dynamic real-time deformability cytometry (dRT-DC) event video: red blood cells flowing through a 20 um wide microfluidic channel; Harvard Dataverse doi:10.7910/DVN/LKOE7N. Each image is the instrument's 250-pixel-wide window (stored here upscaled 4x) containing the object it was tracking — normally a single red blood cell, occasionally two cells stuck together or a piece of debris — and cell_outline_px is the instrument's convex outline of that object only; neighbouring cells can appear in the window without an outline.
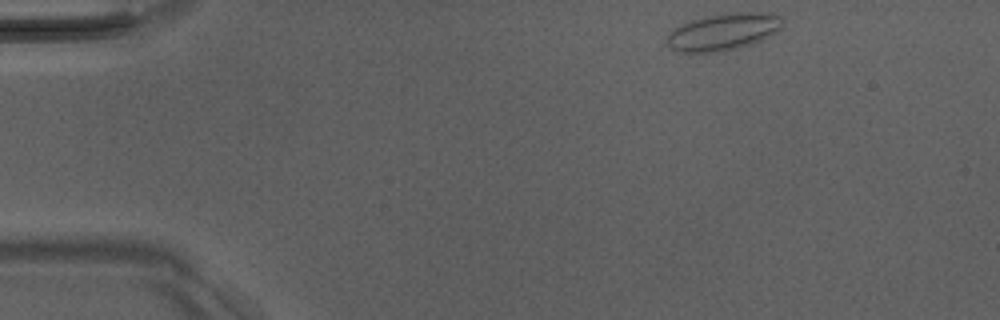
{"species": "Egyptian fruit bat (a non-hibernating species)", "species_latin": "Rousettus aegyptiacus", "temperature_condition": "room temperature", "stored_images_in_passage": 45, "camera_frame_rate_fps": 3000, "um_per_image_px": 0.085, "animal": {"sex": "male"}, "frame": {"image": 1, "passage_image": 1, "time_ms": 0.0, "image_size_px": [1000, 320], "cell_outline_px": [[780, 28], [776, 32], [752, 44], [724, 52], [676, 52], [664, 44], [664, 40], [672, 28], [680, 24], [704, 16], [736, 12], [768, 12], [780, 16]], "centroid_in_image_um": [61.39, 2.72], "position_along_channel_um": 23.6, "area_um2": 25.2}}
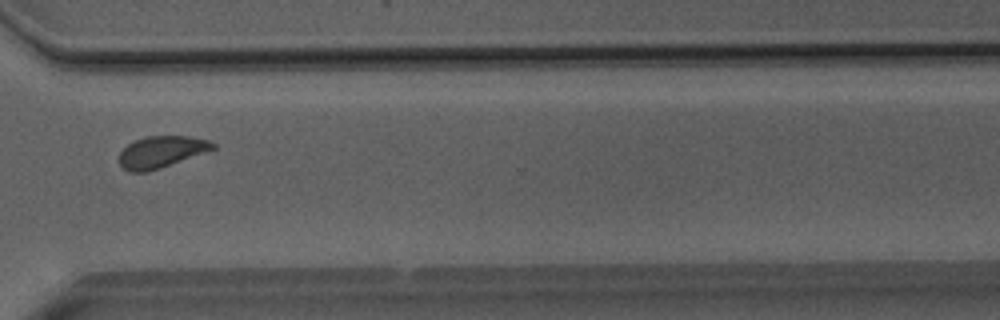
{"frame": {"image": 2, "passage_image": 32, "time_ms": 10.333, "image_size_px": [1000, 320], "cell_outline_px": [[216, 148], [160, 168], [148, 172], [128, 172], [120, 164], [120, 152], [128, 144], [144, 136], [188, 136], [208, 140], [216, 144]], "centroid_in_image_um": [13.7, 12.91], "position_along_channel_um": 356.9, "area_um2": 17.11}}
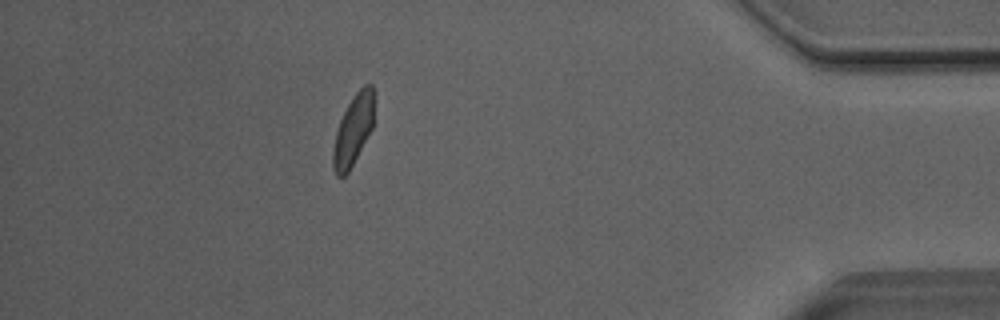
{"frame": {"image": 3, "passage_image": 39, "time_ms": 12.667, "image_size_px": [1000, 320], "cell_outline_px": [[372, 128], [348, 172], [344, 176], [336, 176], [332, 164], [332, 152], [336, 132], [340, 120], [348, 104], [356, 92], [364, 84], [372, 84]], "centroid_in_image_um": [29.98, 11.08], "position_along_channel_um": 405.2, "area_um2": 16.3}, "authors_computed_cell_mechanics": {"area_um2": 17.8602, "velocity_mm_per_s": 4.052, "shape_relaxation_time_tau1_ms": 3.614, "shape_relaxation_time_tau2_ms": 1.0169, "deformation_change_tau1": 0.0893, "deformation_change_tau2": 0.0519}}